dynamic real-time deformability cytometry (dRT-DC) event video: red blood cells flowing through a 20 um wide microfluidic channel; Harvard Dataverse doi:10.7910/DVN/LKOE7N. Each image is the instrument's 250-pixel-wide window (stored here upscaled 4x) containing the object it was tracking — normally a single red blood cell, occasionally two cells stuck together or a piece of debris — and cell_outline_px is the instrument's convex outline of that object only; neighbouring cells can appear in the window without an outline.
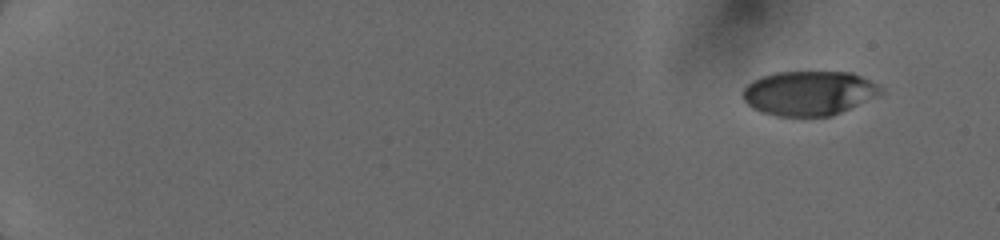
{"species": "human", "species_latin": "Homo sapiens", "temperature_condition": "cold", "stored_images_in_passage": 14, "camera_frame_rate_fps": 3000, "um_per_image_px": 0.085, "donor": {"sex": "female"}, "frame": {"image": 1, "passage_image": 1, "time_ms": 0.0, "image_size_px": [1000, 240], "cell_outline_px": [[884, 92], [876, 96], [832, 116], [776, 116], [752, 108], [744, 100], [744, 88], [752, 80], [760, 76], [776, 72], [852, 72], [876, 84]], "centroid_in_image_um": [68.73, 7.91], "position_along_channel_um": 16.3, "area_um2": 35.43}}
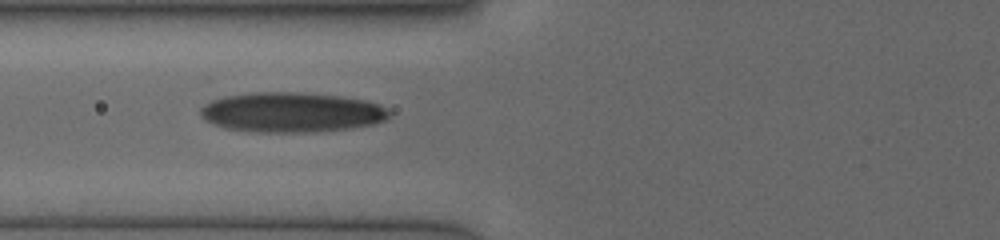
{"frame": {"image": 2, "passage_image": 10, "time_ms": 6.333, "image_size_px": [1000, 240], "cell_outline_px": [[392, 112], [384, 120], [372, 124], [348, 128], [304, 132], [260, 132], [224, 128], [208, 120], [200, 112], [200, 108], [204, 104], [212, 100], [224, 96], [248, 92], [292, 92], [336, 96], [364, 100], [376, 104]], "centroid_in_image_um": [24.73, 9.54], "position_along_channel_um": 101.1, "area_um2": 43.23}}
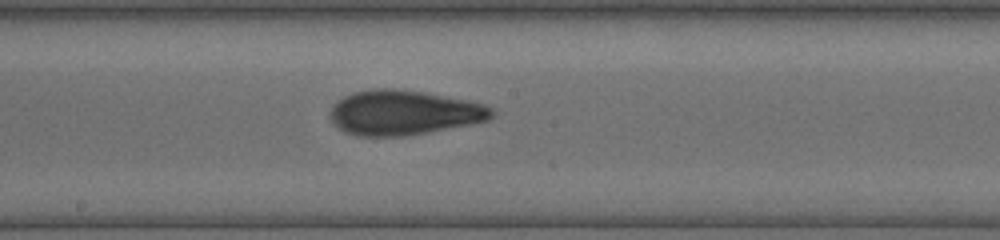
{"frame": {"image": 3, "passage_image": 14, "time_ms": 9.0, "image_size_px": [1000, 240], "cell_outline_px": [[496, 112], [488, 120], [472, 124], [400, 136], [360, 136], [344, 132], [332, 120], [332, 108], [344, 96], [352, 92], [372, 88], [392, 88], [424, 92], [484, 104], [492, 108]], "centroid_in_image_um": [34.34, 9.56], "position_along_channel_um": 213.9, "area_um2": 41.56}}